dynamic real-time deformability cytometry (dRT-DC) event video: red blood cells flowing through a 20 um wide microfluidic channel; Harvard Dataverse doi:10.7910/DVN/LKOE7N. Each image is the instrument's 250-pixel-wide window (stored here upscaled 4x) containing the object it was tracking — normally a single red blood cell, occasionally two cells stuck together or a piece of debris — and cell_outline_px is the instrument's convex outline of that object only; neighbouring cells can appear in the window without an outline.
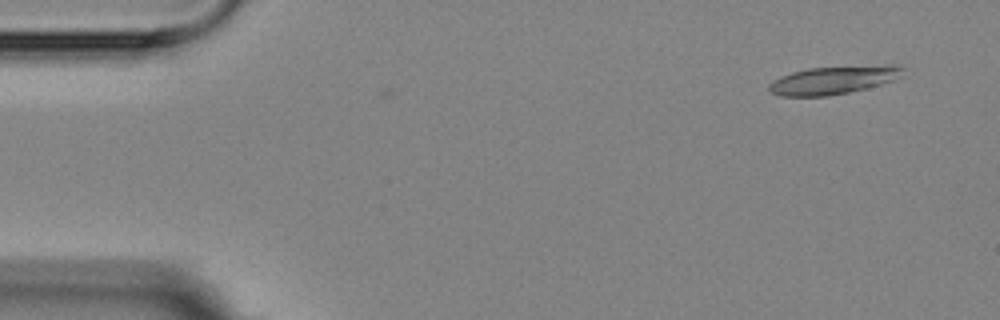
{"species": "Egyptian fruit bat (a non-hibernating species)", "species_latin": "Rousettus aegyptiacus", "temperature_condition": "room temperature", "stored_images_in_passage": 3, "camera_frame_rate_fps": 3000, "um_per_image_px": 0.085, "animal": {"sex": "female"}, "frame": {"image": 1, "passage_image": 1, "time_ms": 0.0, "image_size_px": [1000, 320], "cell_outline_px": [[904, 76], [880, 84], [848, 92], [828, 96], [780, 96], [768, 92], [768, 84], [772, 80], [780, 76], [792, 72], [808, 68], [888, 64], [900, 64], [904, 68]], "centroid_in_image_um": [70.85, 6.79], "position_along_channel_um": 14.2, "area_um2": 22.25}}